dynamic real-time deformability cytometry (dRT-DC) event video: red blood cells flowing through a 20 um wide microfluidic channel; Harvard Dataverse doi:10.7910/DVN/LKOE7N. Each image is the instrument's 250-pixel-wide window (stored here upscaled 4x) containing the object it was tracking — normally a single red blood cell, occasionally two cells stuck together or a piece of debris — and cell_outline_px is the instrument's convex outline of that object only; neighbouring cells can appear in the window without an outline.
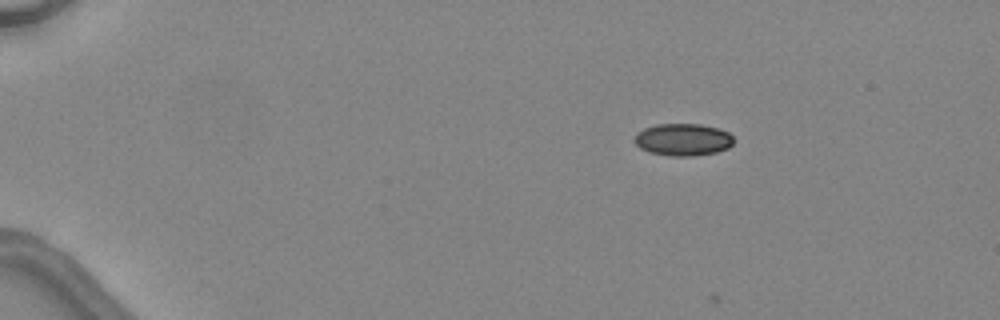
{"species": "common noctule bat (a hibernating species)", "species_latin": "Nyctalus noctula", "temperature_condition": "warm", "stored_images_in_passage": 3, "camera_frame_rate_fps": 3000, "um_per_image_px": 0.085, "animal": {"sex": "female", "body_mass_g": 24.6, "forearm_length_mm": 56.2}, "frame": {"image": 1, "passage_image": 1, "time_ms": 0.0, "image_size_px": [1000, 320], "cell_outline_px": [[732, 144], [728, 148], [716, 152], [696, 156], [672, 156], [648, 152], [640, 148], [632, 140], [636, 132], [644, 128], [656, 124], [700, 124], [720, 128], [728, 132], [732, 136]], "centroid_in_image_um": [58.02, 11.86], "position_along_channel_um": 27.0, "area_um2": 18.84}}